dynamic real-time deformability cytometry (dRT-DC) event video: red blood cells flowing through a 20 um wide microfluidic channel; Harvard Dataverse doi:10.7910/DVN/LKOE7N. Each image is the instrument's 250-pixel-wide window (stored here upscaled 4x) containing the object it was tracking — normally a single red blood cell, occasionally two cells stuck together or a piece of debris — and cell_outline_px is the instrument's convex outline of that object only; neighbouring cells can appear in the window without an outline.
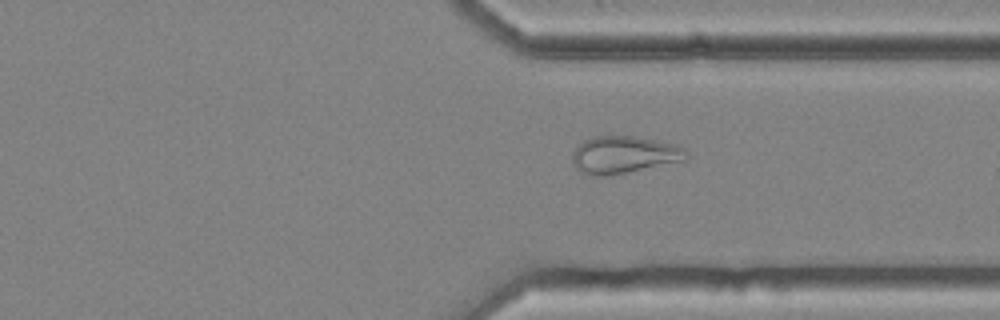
{"species": "common noctule bat (a hibernating species)", "species_latin": "Nyctalus noctula", "temperature_condition": "cold", "stored_images_in_passage": 47, "camera_frame_rate_fps": 3000, "um_per_image_px": 0.085, "animal": {"sex": "female", "body_mass_g": 25.1}, "frame": {"image": 1, "passage_image": 34, "time_ms": 11.0, "image_size_px": [1000, 320], "cell_outline_px": [[688, 156], [684, 160], [608, 176], [584, 176], [576, 168], [572, 160], [572, 152], [584, 140], [592, 136], [632, 136], [676, 144], [684, 148], [688, 152]], "centroid_in_image_um": [52.99, 13.16], "position_along_channel_um": 358.4, "area_um2": 24.8}, "authors_computed_cell_mechanics": {"area_um2": 26.5302, "velocity_mm_per_s": 3.6423, "shape_relaxation_time_tau1_ms": null, "shape_relaxation_time_tau2_ms": 3.6307, "deformation_change_tau1": null, "deformation_change_tau2": 0.1162}}